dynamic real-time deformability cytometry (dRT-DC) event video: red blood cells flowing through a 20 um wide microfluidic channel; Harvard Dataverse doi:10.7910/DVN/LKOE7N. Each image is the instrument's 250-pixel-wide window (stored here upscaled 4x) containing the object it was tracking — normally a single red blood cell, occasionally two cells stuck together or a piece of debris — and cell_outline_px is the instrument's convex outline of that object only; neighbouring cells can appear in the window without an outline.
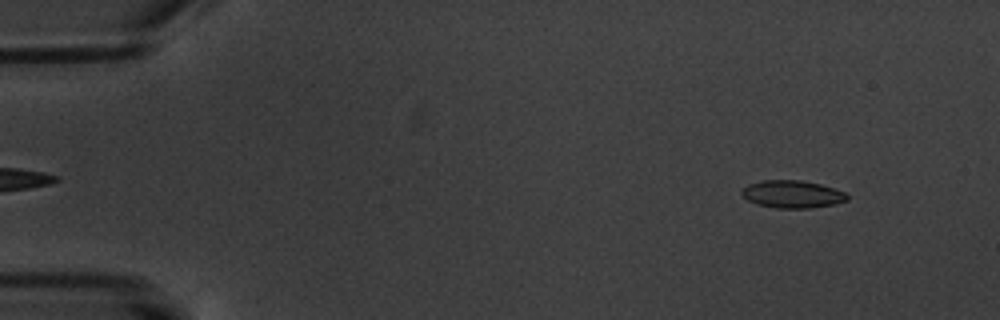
{"species": "common noctule bat (a hibernating species)", "species_latin": "Nyctalus noctula", "temperature_condition": "warm", "stored_images_in_passage": 6, "camera_frame_rate_fps": 3000, "um_per_image_px": 0.085, "animal": {"sex": "male", "body_mass_g": 20.1, "forearm_length_mm": 53.5}, "frame": {"image": 1, "passage_image": 1, "time_ms": 0.0, "image_size_px": [1000, 320], "cell_outline_px": [[848, 200], [832, 204], [808, 208], [776, 208], [756, 204], [748, 200], [740, 192], [748, 184], [760, 180], [800, 180], [820, 184], [844, 192], [848, 196]], "centroid_in_image_um": [67.31, 16.5], "position_along_channel_um": 17.7, "area_um2": 16.76}}
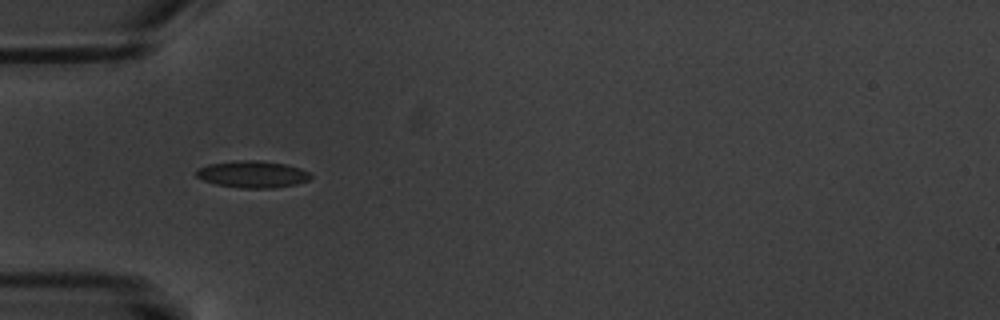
{"frame": {"image": 2, "passage_image": 4, "time_ms": 4.333, "image_size_px": [1000, 320], "cell_outline_px": [[312, 176], [308, 180], [296, 184], [272, 188], [240, 188], [216, 184], [204, 180], [196, 176], [196, 168], [208, 164], [232, 160], [256, 160], [284, 164], [300, 168], [308, 172]], "centroid_in_image_um": [21.42, 14.8], "position_along_channel_um": 63.6, "area_um2": 17.92}}